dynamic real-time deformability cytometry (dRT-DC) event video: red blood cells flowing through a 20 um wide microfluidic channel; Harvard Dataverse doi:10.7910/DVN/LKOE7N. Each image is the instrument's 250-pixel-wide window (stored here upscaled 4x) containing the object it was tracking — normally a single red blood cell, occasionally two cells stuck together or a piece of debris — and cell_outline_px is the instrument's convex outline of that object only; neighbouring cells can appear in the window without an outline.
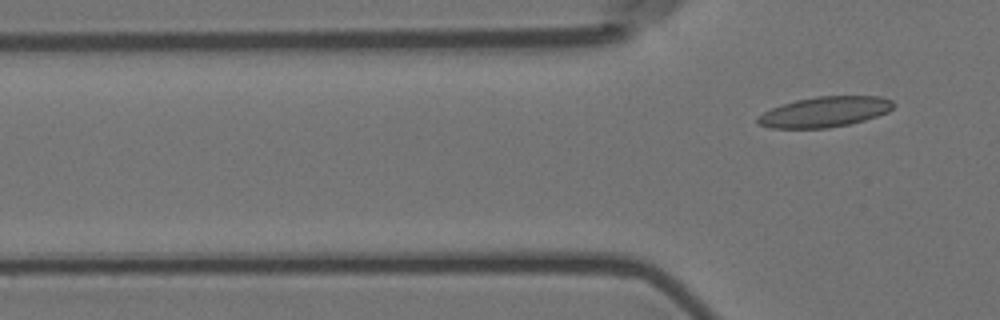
{"species": "Egyptian fruit bat (a non-hibernating species)", "species_latin": "Rousettus aegyptiacus", "temperature_condition": "room temperature", "stored_images_in_passage": 4, "camera_frame_rate_fps": 3000, "um_per_image_px": 0.085, "animal": {"sex": "female"}, "frame": {"image": 1, "passage_image": 4, "time_ms": 1.0, "image_size_px": [1000, 320], "cell_outline_px": [[896, 104], [888, 112], [864, 120], [848, 124], [828, 128], [772, 128], [756, 124], [756, 116], [772, 108], [796, 100], [816, 96], [880, 96], [892, 100]], "centroid_in_image_um": [70.09, 9.51], "position_along_channel_um": 55.7, "area_um2": 24.04}}